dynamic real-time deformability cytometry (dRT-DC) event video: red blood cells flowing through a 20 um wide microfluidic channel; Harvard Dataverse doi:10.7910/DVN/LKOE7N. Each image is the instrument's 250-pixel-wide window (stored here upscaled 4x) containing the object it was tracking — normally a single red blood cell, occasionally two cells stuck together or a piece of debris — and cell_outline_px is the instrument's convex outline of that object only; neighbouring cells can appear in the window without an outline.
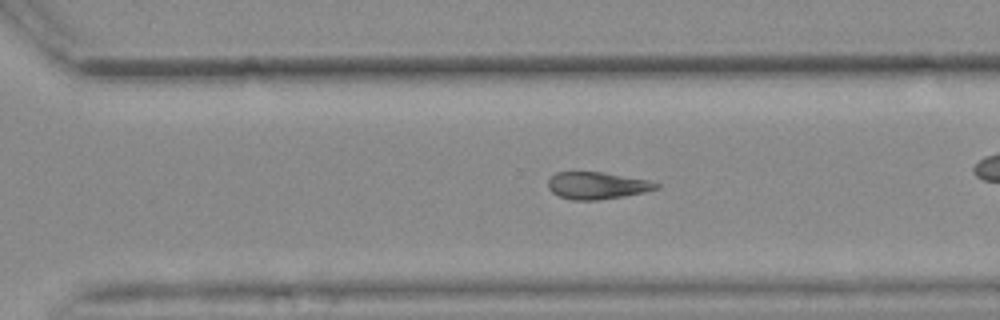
{"species": "common noctule bat (a hibernating species)", "species_latin": "Nyctalus noctula", "temperature_condition": "warm", "stored_images_in_passage": 44, "camera_frame_rate_fps": 3000, "um_per_image_px": 0.085, "animal": {"sex": "female", "body_mass_g": 25.1}, "frame": {"image": 1, "passage_image": 38, "time_ms": 12.333, "image_size_px": [1000, 320], "cell_outline_px": [[660, 188], [644, 192], [596, 200], [572, 200], [560, 196], [552, 192], [548, 188], [548, 180], [556, 172], [604, 172], [648, 180], [660, 184]], "centroid_in_image_um": [50.74, 15.76], "position_along_channel_um": 319.9, "area_um2": 16.94}}